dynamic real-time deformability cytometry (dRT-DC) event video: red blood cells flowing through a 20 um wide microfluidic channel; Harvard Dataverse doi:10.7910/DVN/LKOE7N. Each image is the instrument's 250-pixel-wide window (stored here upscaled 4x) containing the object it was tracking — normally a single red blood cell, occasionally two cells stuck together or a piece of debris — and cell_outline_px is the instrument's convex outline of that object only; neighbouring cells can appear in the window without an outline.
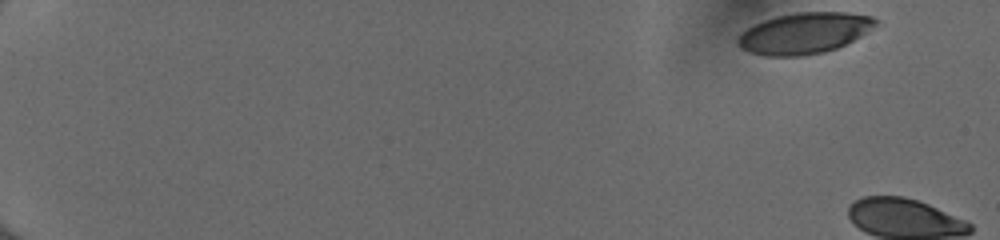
{"species": "human", "species_latin": "Homo sapiens", "temperature_condition": "cold", "stored_images_in_passage": 7, "camera_frame_rate_fps": 3000, "um_per_image_px": 0.085, "donor": {"sex": "female"}, "frame": {"image": 1, "passage_image": 1, "time_ms": 0.0, "image_size_px": [1000, 240], "cell_outline_px": [[880, 20], [876, 24], [860, 36], [836, 48], [824, 52], [800, 56], [764, 56], [740, 48], [736, 40], [740, 32], [764, 20], [776, 16], [796, 12], [848, 12], [872, 16]], "centroid_in_image_um": [68.35, 2.81], "position_along_channel_um": 16.7, "area_um2": 32.83}}